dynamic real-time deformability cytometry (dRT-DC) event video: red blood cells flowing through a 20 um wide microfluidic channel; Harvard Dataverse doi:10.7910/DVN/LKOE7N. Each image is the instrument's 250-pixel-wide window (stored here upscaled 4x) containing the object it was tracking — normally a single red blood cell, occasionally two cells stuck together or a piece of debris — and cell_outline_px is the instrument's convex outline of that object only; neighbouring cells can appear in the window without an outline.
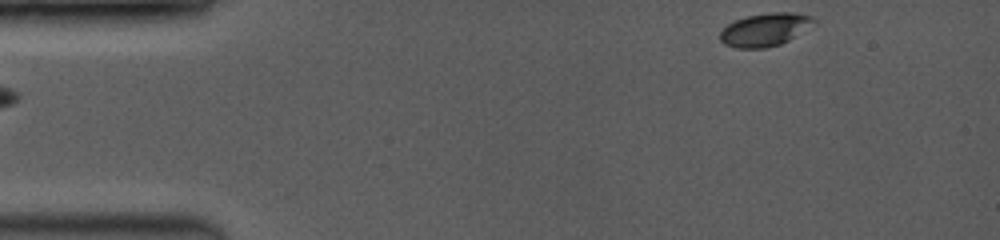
{"species": "common noctule bat (a hibernating species)", "species_latin": "Nyctalus noctula", "temperature_condition": "room temperature", "stored_images_in_passage": 7, "segment_of_instrument_passage": [2, 2], "camera_frame_rate_fps": 3500, "um_per_image_px": 0.085, "animal": {"sex": "female", "body_mass_g": 19.0, "forearm_length_mm": 53.3}, "frame": {"image": 1, "passage_image": 7, "time_ms": 2.857, "image_size_px": [1000, 240], "cell_outline_px": [[816, 24], [788, 40], [780, 44], [764, 48], [736, 48], [724, 44], [720, 40], [720, 32], [728, 24], [736, 20], [748, 16], [772, 12], [788, 12], [812, 16], [816, 20]], "centroid_in_image_um": [65.04, 2.52], "position_along_channel_um": 20.0, "area_um2": 17.92}}